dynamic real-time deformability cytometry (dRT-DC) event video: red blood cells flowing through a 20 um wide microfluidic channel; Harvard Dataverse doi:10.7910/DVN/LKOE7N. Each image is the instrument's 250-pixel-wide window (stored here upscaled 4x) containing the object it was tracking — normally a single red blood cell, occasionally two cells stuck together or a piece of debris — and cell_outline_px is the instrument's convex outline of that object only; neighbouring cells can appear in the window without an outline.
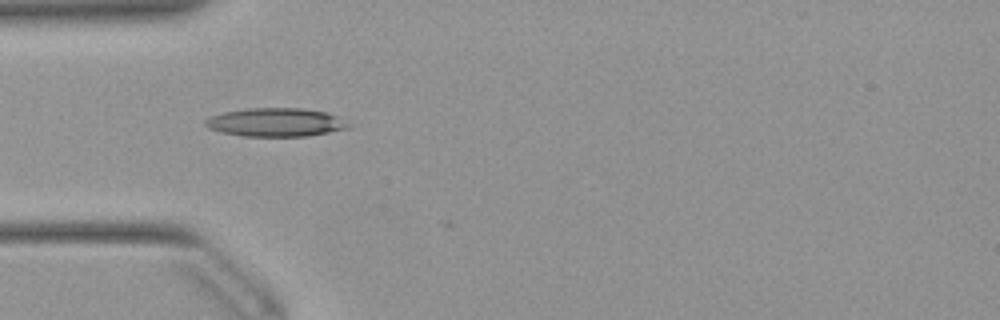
{"species": "Egyptian fruit bat (a non-hibernating species)", "species_latin": "Rousettus aegyptiacus", "temperature_condition": "warm", "stored_images_in_passage": 4, "camera_frame_rate_fps": 3000, "um_per_image_px": 0.085, "animal": {"sex": "female"}, "frame": {"image": 1, "passage_image": 1, "time_ms": 0.0, "image_size_px": [1000, 320], "cell_outline_px": [[352, 128], [308, 136], [240, 136], [220, 132], [208, 128], [204, 124], [204, 120], [212, 116], [224, 112], [248, 108], [300, 108], [328, 112], [352, 124]], "centroid_in_image_um": [23.47, 10.4], "position_along_channel_um": 61.5, "area_um2": 23.99}}